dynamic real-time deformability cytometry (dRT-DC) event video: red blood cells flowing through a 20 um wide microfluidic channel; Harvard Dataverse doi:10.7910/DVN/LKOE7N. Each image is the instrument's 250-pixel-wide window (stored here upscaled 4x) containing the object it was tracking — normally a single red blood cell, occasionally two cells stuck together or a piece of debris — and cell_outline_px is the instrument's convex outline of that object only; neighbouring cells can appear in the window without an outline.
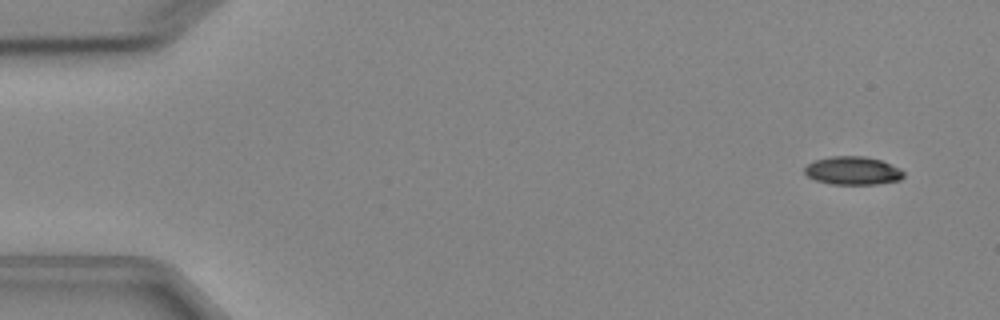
{"species": "Egyptian fruit bat (a non-hibernating species)", "species_latin": "Rousettus aegyptiacus", "temperature_condition": "cold", "stored_images_in_passage": 4, "camera_frame_rate_fps": 3000, "um_per_image_px": 0.085, "animal": {"sex": "female"}, "frame": {"image": 1, "passage_image": 1, "time_ms": 0.0, "image_size_px": [1000, 320], "cell_outline_px": [[904, 176], [900, 180], [876, 184], [832, 184], [816, 180], [808, 176], [804, 172], [804, 168], [808, 164], [816, 160], [832, 156], [864, 156], [880, 160], [900, 168], [904, 172]], "centroid_in_image_um": [72.5, 14.51], "position_along_channel_um": 12.5, "area_um2": 16.18}}